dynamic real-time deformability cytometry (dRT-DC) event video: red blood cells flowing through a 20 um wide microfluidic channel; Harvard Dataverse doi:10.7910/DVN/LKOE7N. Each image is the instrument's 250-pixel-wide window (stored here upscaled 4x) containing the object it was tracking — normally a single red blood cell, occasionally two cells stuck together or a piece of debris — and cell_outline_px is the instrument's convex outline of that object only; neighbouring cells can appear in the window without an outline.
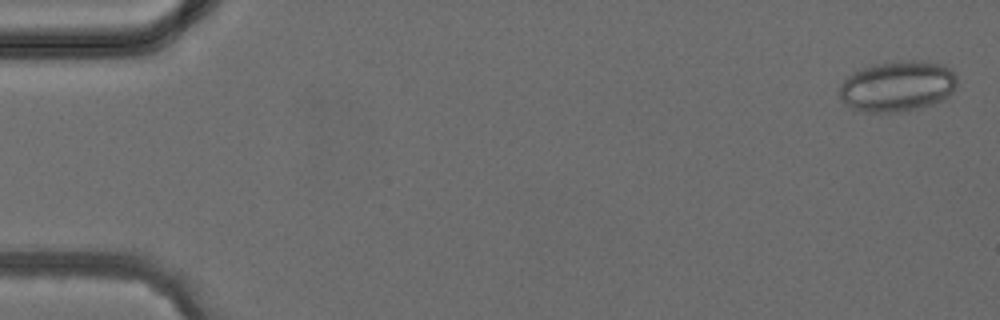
{"species": "common noctule bat (a hibernating species)", "species_latin": "Nyctalus noctula", "temperature_condition": "cold", "stored_images_in_passage": 3, "camera_frame_rate_fps": 3000, "um_per_image_px": 0.085, "animal": {"sex": "female", "body_mass_g": 24.6, "forearm_length_mm": 56.2}, "frame": {"image": 1, "passage_image": 1, "time_ms": 0.0, "image_size_px": [1000, 320], "cell_outline_px": [[956, 84], [952, 92], [944, 100], [920, 108], [896, 112], [864, 112], [852, 108], [844, 104], [840, 100], [840, 84], [848, 76], [860, 68], [876, 64], [900, 60], [928, 60], [944, 64], [956, 76]], "centroid_in_image_um": [76.28, 7.32], "position_along_channel_um": 8.7, "area_um2": 35.08}}